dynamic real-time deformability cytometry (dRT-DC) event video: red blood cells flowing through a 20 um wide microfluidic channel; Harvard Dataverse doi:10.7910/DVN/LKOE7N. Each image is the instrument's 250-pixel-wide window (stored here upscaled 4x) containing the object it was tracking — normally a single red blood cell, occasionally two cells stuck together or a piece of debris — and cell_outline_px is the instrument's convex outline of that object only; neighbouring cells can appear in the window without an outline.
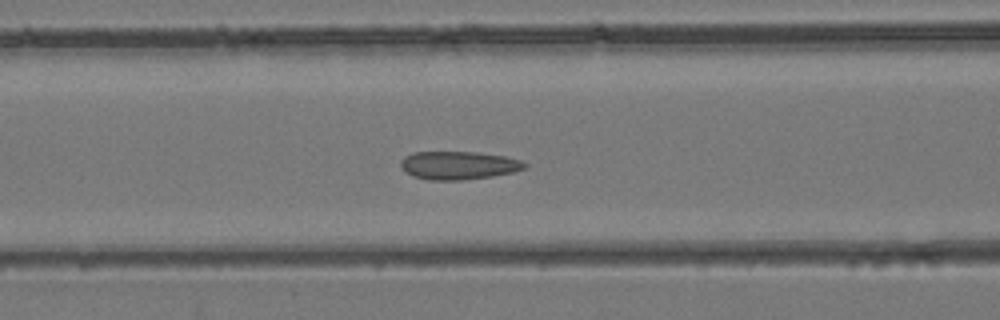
{"species": "common noctule bat (a hibernating species)", "species_latin": "Nyctalus noctula", "temperature_condition": "room temperature", "stored_images_in_passage": 28, "camera_frame_rate_fps": 3000, "um_per_image_px": 0.085, "animal": {"sex": "female", "body_mass_g": 24.6, "forearm_length_mm": 56.2}, "frame": {"image": 1, "passage_image": 8, "time_ms": 2.333, "image_size_px": [1000, 320], "cell_outline_px": [[528, 164], [524, 168], [512, 172], [492, 176], [460, 180], [428, 180], [412, 176], [400, 168], [400, 160], [404, 156], [412, 152], [476, 152], [504, 156], [520, 160]], "centroid_in_image_um": [38.91, 14.05], "position_along_channel_um": 127.7, "area_um2": 20.4}}
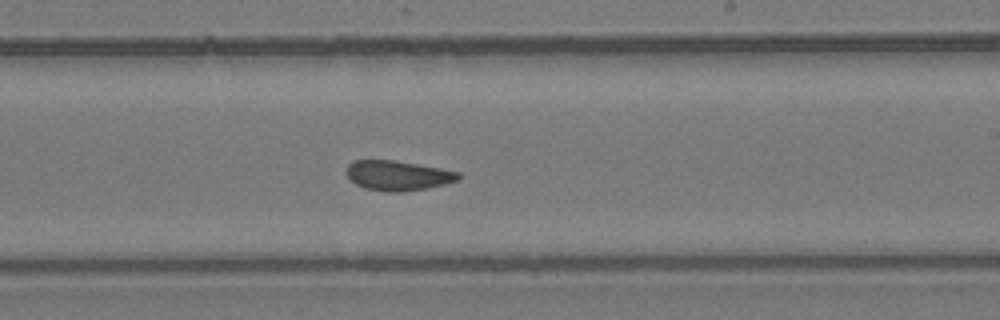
{"frame": {"image": 2, "passage_image": 16, "time_ms": 5.0, "image_size_px": [1000, 320], "cell_outline_px": [[460, 176], [456, 180], [444, 184], [424, 188], [400, 192], [388, 192], [364, 188], [348, 180], [348, 164], [352, 160], [392, 160], [440, 168], [460, 172]], "centroid_in_image_um": [33.77, 14.92], "position_along_channel_um": 255.2, "area_um2": 19.25}}
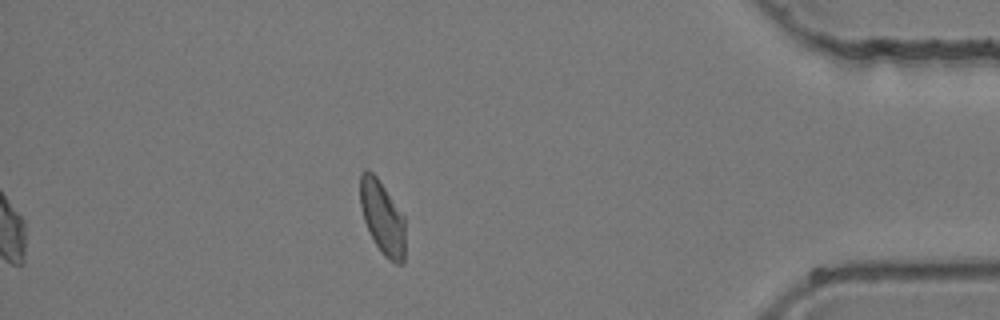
{"frame": {"image": 3, "passage_image": 28, "time_ms": 9.0, "image_size_px": [1000, 320], "cell_outline_px": [[404, 260], [400, 264], [396, 264], [388, 260], [384, 256], [376, 244], [364, 220], [360, 204], [360, 172], [364, 168], [368, 168], [376, 176], [404, 216]], "centroid_in_image_um": [32.49, 18.47], "position_along_channel_um": 402.7, "area_um2": 19.13}}